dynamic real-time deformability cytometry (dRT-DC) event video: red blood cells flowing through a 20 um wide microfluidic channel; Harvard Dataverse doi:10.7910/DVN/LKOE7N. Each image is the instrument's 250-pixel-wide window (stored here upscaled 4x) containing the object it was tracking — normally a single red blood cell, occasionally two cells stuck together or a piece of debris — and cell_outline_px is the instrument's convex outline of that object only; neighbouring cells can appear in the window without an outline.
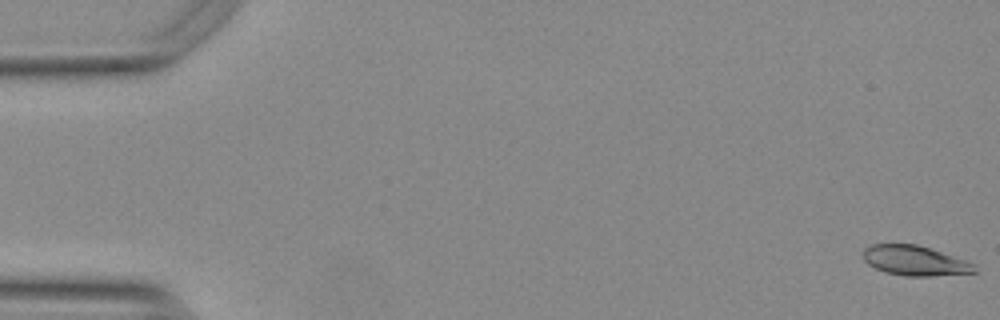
{"species": "Egyptian fruit bat (a non-hibernating species)", "species_latin": "Rousettus aegyptiacus", "temperature_condition": "warm", "stored_images_in_passage": 30, "camera_frame_rate_fps": 3000, "um_per_image_px": 0.085, "animal": {"sex": "female"}, "frame": {"image": 1, "passage_image": 1, "time_ms": 0.0, "image_size_px": [1000, 320], "cell_outline_px": [[976, 272], [932, 276], [904, 276], [884, 272], [868, 264], [864, 260], [860, 252], [864, 248], [872, 244], [916, 244], [964, 260], [972, 264]], "centroid_in_image_um": [77.65, 22.15], "position_along_channel_um": 7.3, "area_um2": 19.19}}
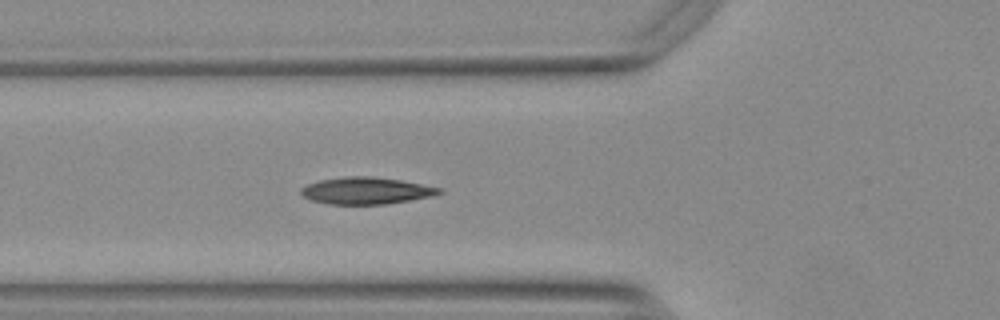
{"frame": {"image": 2, "passage_image": 20, "time_ms": 6.333, "image_size_px": [1000, 320], "cell_outline_px": [[444, 192], [432, 196], [384, 204], [328, 204], [312, 200], [304, 196], [300, 192], [300, 188], [308, 184], [320, 180], [348, 176], [372, 176], [400, 180], [440, 188]], "centroid_in_image_um": [31.1, 16.2], "position_along_channel_um": 94.7, "area_um2": 21.39}}
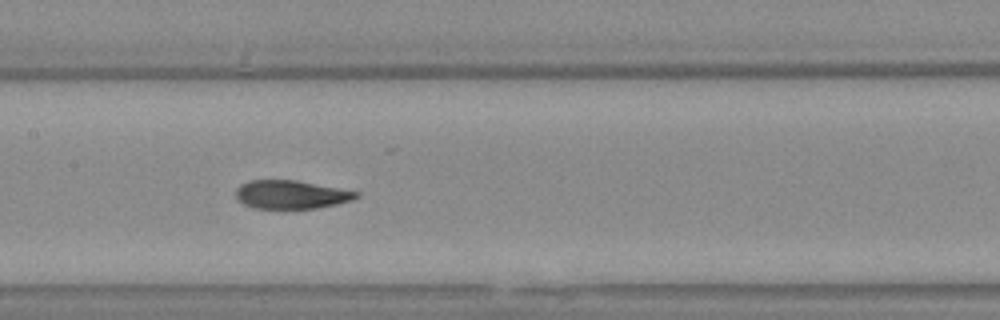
{"frame": {"image": 3, "passage_image": 27, "time_ms": 8.667, "image_size_px": [1000, 320], "cell_outline_px": [[360, 196], [352, 200], [336, 204], [316, 208], [252, 208], [244, 204], [236, 196], [236, 188], [240, 184], [248, 180], [296, 180], [360, 192]], "centroid_in_image_um": [24.74, 16.53], "position_along_channel_um": 182.7, "area_um2": 19.88}}